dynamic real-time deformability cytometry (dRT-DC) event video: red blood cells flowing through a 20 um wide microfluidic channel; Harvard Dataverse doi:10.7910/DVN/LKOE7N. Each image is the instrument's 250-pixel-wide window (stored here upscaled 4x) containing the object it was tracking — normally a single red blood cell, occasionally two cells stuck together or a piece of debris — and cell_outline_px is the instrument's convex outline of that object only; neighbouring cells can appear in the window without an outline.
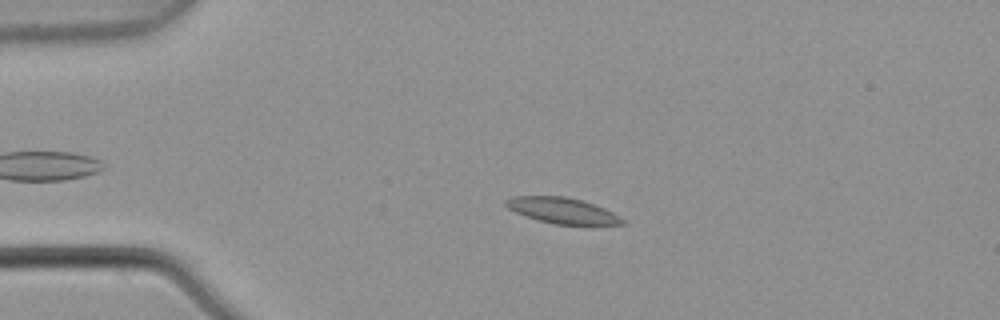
{"species": "common noctule bat (a hibernating species)", "species_latin": "Nyctalus noctula", "temperature_condition": "warm", "stored_images_in_passage": 4, "camera_frame_rate_fps": 3000, "um_per_image_px": 0.085, "animal": {"sex": "male", "body_mass_g": 21.5, "forearm_length_mm": 52.0}, "frame": {"image": 1, "passage_image": 3, "time_ms": 0.667, "image_size_px": [1000, 320], "cell_outline_px": [[628, 224], [556, 224], [540, 220], [516, 212], [508, 208], [504, 204], [504, 200], [512, 196], [564, 196], [580, 200], [604, 208], [620, 216]], "centroid_in_image_um": [47.78, 17.88], "position_along_channel_um": 37.2, "area_um2": 17.17}}